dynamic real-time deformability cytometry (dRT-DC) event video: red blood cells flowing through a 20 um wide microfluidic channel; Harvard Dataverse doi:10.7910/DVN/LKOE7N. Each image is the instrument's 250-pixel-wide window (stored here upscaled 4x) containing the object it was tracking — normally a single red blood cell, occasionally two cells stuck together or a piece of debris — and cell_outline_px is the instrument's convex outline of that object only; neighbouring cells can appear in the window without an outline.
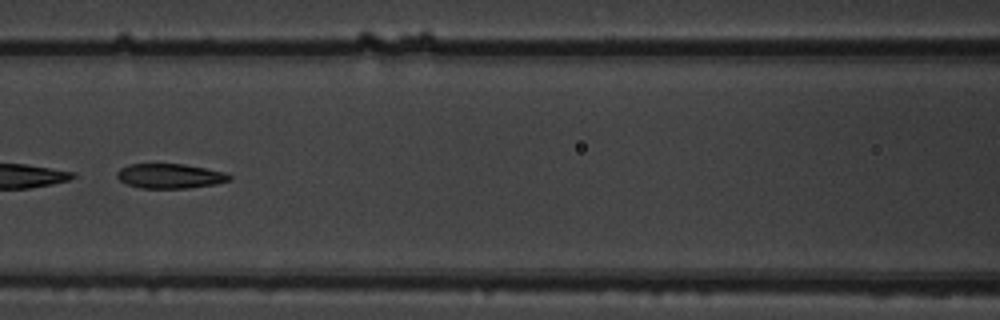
{"species": "common noctule bat (a hibernating species)", "species_latin": "Nyctalus noctula", "temperature_condition": "warm", "stored_images_in_passage": 7, "camera_frame_rate_fps": 3000, "um_per_image_px": 0.085, "animal": {"sex": "male", "body_mass_g": 19.5, "forearm_length_mm": 54.6}, "frame": {"image": 1, "passage_image": 7, "time_ms": 2.0, "image_size_px": [1000, 320], "cell_outline_px": [[232, 180], [216, 184], [188, 188], [140, 188], [128, 184], [120, 180], [116, 176], [116, 172], [120, 168], [128, 164], [184, 164], [224, 172], [232, 176]], "centroid_in_image_um": [14.45, 14.96], "position_along_channel_um": 152.2, "area_um2": 16.18}}